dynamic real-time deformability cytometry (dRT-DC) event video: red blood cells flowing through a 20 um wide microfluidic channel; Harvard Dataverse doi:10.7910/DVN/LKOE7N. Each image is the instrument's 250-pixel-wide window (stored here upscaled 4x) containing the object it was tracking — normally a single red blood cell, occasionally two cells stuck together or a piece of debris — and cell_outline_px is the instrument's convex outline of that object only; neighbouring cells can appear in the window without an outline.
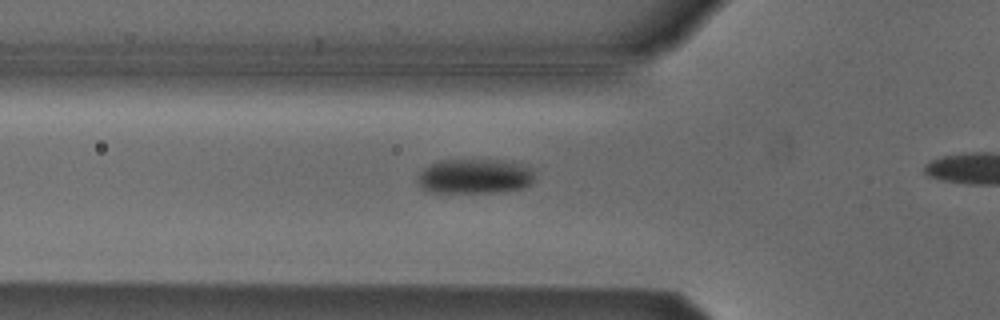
{"species": "Egyptian fruit bat (a non-hibernating species)", "species_latin": "Rousettus aegyptiacus", "temperature_condition": "cold", "stored_images_in_passage": 30, "camera_frame_rate_fps": 3000, "um_per_image_px": 0.085, "animal": {"sex": "male"}, "frame": {"image": 1, "passage_image": 5, "time_ms": 1.333, "image_size_px": [1000, 320], "cell_outline_px": [[532, 184], [524, 188], [496, 192], [424, 192], [420, 188], [416, 180], [420, 172], [424, 168], [440, 160], [512, 160], [532, 168]], "centroid_in_image_um": [40.34, 14.98], "position_along_channel_um": 85.5, "area_um2": 23.99}}
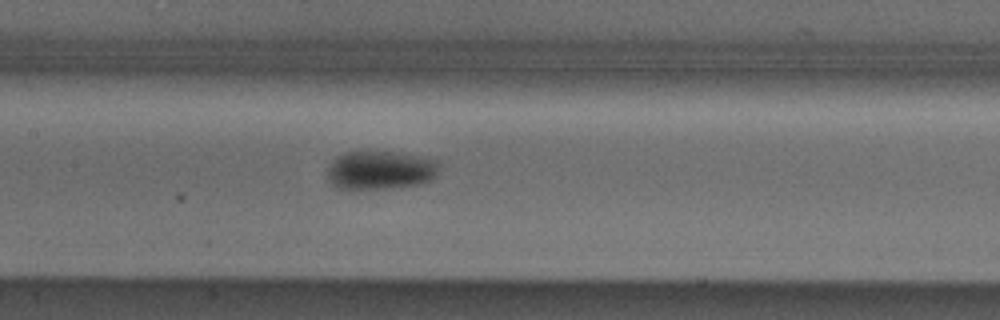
{"frame": {"image": 2, "passage_image": 12, "time_ms": 3.667, "image_size_px": [1000, 320], "cell_outline_px": [[440, 168], [436, 176], [432, 180], [424, 184], [392, 188], [352, 192], [336, 188], [328, 180], [328, 168], [332, 160], [336, 156], [344, 152], [388, 152], [440, 160]], "centroid_in_image_um": [32.31, 14.52], "position_along_channel_um": 175.1, "area_um2": 26.01}}
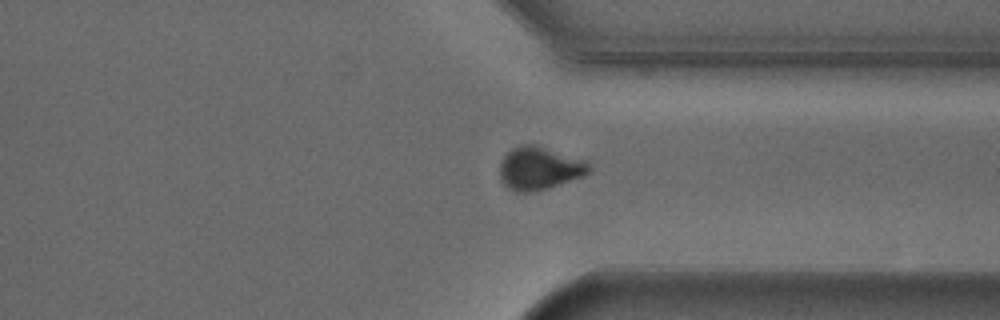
{"frame": {"image": 3, "passage_image": 27, "time_ms": 8.667, "image_size_px": [1000, 320], "cell_outline_px": [[592, 172], [584, 176], [536, 192], [516, 192], [508, 188], [500, 180], [500, 164], [504, 156], [512, 148], [520, 144], [536, 144], [588, 160], [592, 168]], "centroid_in_image_um": [45.89, 14.3], "position_along_channel_um": 365.5, "area_um2": 22.89}}